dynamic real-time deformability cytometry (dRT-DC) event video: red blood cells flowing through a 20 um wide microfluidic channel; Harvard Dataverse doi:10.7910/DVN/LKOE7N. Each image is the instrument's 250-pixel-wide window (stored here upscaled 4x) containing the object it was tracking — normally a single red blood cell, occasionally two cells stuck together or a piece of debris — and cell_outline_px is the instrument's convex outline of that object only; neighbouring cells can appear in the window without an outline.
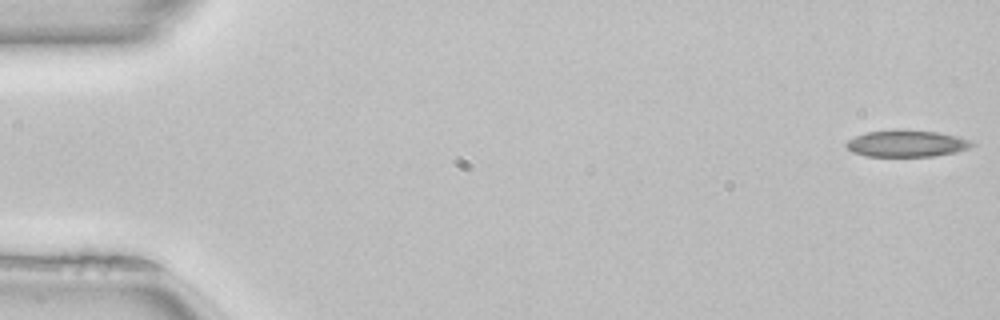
{"species": "common noctule bat (a hibernating species)", "species_latin": "Nyctalus noctula", "temperature_condition": "room temperature", "stored_images_in_passage": 51, "camera_frame_rate_fps": 3000, "um_per_image_px": 0.085, "animal": {"sex": "female", "body_mass_g": 22.7, "forearm_length_mm": 54.2}, "frame": {"image": 1, "passage_image": 1, "time_ms": 0.0, "image_size_px": [1000, 320], "cell_outline_px": [[976, 144], [968, 148], [956, 152], [932, 156], [868, 156], [852, 152], [844, 144], [848, 140], [856, 136], [868, 132], [900, 128], [936, 132], [956, 136], [968, 140]], "centroid_in_image_um": [77.04, 12.18], "position_along_channel_um": 8.0, "area_um2": 19.54}}
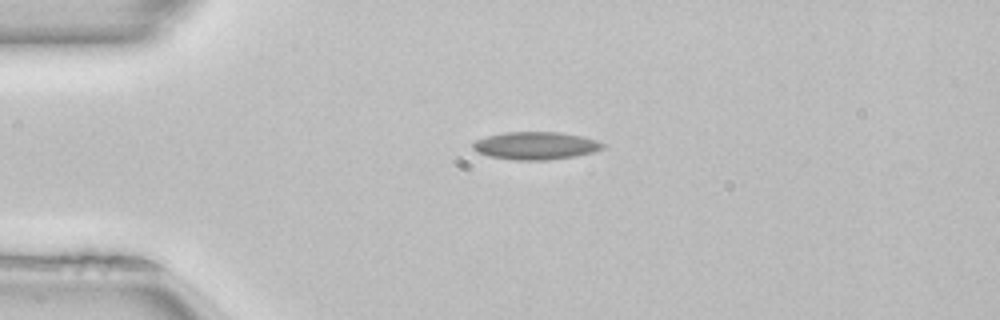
{"frame": {"image": 2, "passage_image": 12, "time_ms": 3.667, "image_size_px": [1000, 320], "cell_outline_px": [[604, 148], [596, 152], [576, 156], [544, 160], [516, 160], [488, 156], [476, 152], [472, 148], [472, 144], [476, 140], [488, 136], [504, 132], [560, 132], [580, 136], [596, 140], [604, 144]], "centroid_in_image_um": [45.53, 12.38], "position_along_channel_um": 39.5, "area_um2": 20.98}}
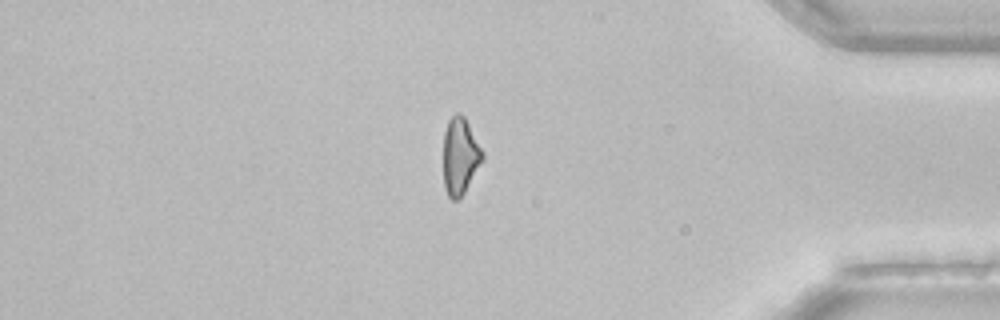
{"frame": {"image": 3, "passage_image": 43, "time_ms": 14.0, "image_size_px": [1000, 320], "cell_outline_px": [[484, 160], [464, 192], [456, 200], [452, 200], [448, 196], [444, 188], [444, 132], [448, 120], [456, 112], [460, 112], [464, 116], [484, 152]], "centroid_in_image_um": [39.12, 13.25], "position_along_channel_um": 396.1, "area_um2": 17.57}, "authors_computed_cell_mechanics": {"area_um2": 18.9006, "velocity_mm_per_s": 4.0489, "shape_relaxation_time_tau1_ms": null, "shape_relaxation_time_tau2_ms": 3.7847, "deformation_change_tau1": null, "deformation_change_tau2": 0.1482}}